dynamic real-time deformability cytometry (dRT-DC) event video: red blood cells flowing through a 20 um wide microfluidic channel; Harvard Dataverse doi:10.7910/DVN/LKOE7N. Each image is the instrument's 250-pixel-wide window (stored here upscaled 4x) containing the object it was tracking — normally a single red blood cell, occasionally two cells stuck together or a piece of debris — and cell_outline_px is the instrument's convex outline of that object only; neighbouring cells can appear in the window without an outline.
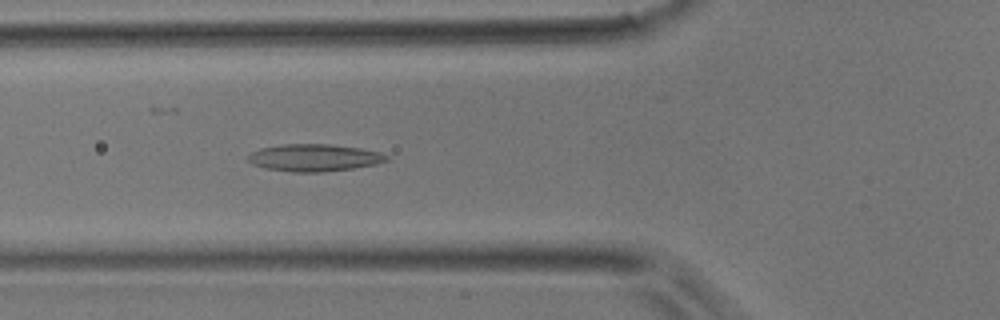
{"species": "common noctule bat (a hibernating species)", "species_latin": "Nyctalus noctula", "temperature_condition": "room temperature", "stored_images_in_passage": 39, "camera_frame_rate_fps": 3000, "um_per_image_px": 0.085, "animal": {"sex": "male", "body_mass_g": 17.9}, "frame": {"image": 1, "passage_image": 9, "time_ms": 2.667, "image_size_px": [1000, 320], "cell_outline_px": [[388, 160], [376, 164], [352, 168], [320, 172], [292, 172], [264, 168], [252, 164], [248, 160], [248, 156], [252, 152], [260, 148], [284, 144], [328, 144], [360, 148], [380, 152], [388, 156]], "centroid_in_image_um": [26.69, 13.4], "position_along_channel_um": 99.1, "area_um2": 21.85}}
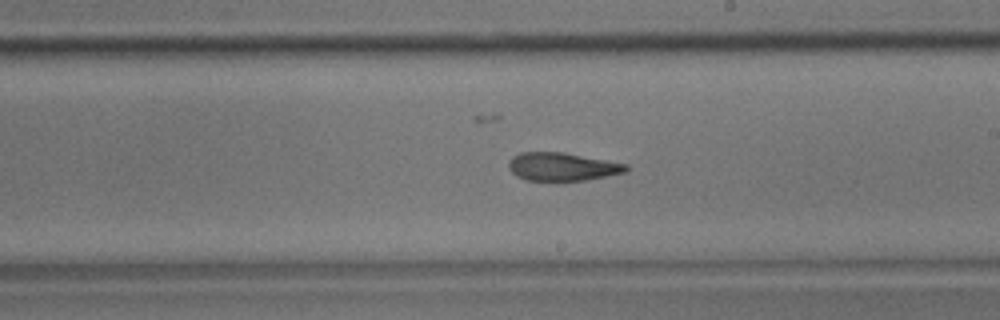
{"frame": {"image": 2, "passage_image": 19, "time_ms": 6.0, "image_size_px": [1000, 320], "cell_outline_px": [[628, 172], [584, 180], [524, 180], [516, 176], [508, 168], [508, 160], [512, 156], [520, 152], [564, 152], [628, 164]], "centroid_in_image_um": [47.77, 14.16], "position_along_channel_um": 241.2, "area_um2": 19.36}}
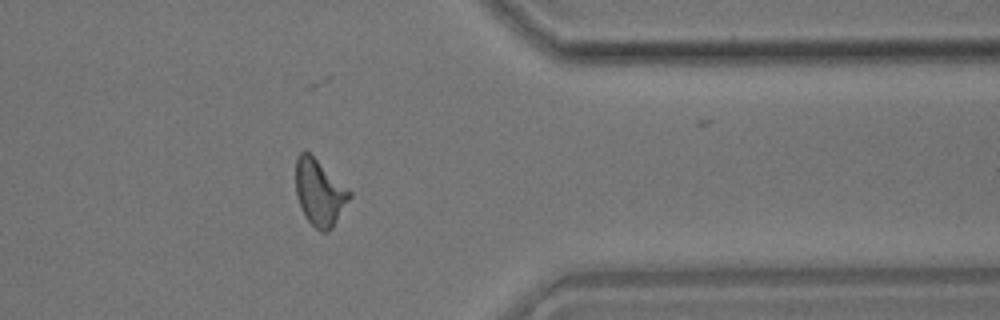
{"frame": {"image": 3, "passage_image": 30, "time_ms": 9.667, "image_size_px": [1000, 320], "cell_outline_px": [[352, 196], [332, 228], [328, 232], [320, 232], [304, 216], [296, 196], [296, 156], [300, 152], [308, 152], [348, 188], [352, 192]], "centroid_in_image_um": [27.16, 16.39], "position_along_channel_um": 384.2, "area_um2": 20.63}}